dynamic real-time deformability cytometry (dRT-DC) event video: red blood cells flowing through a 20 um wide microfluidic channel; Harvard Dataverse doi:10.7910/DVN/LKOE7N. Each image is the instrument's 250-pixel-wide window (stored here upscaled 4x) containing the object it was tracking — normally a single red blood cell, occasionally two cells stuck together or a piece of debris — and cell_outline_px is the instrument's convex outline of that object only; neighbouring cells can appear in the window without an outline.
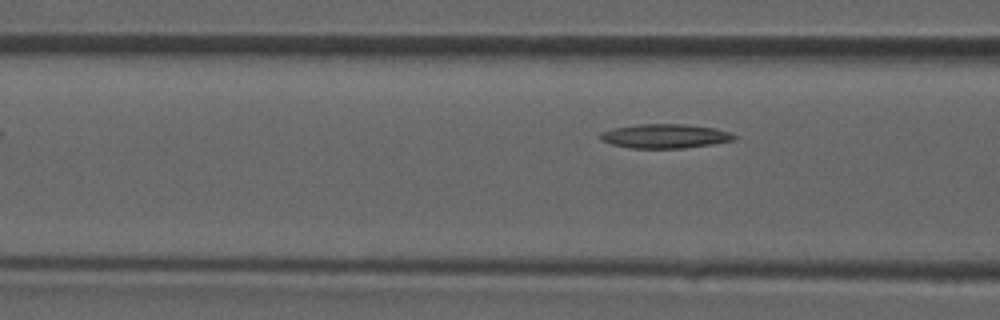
{"species": "common noctule bat (a hibernating species)", "species_latin": "Nyctalus noctula", "temperature_condition": "room temperature", "stored_images_in_passage": 5, "camera_frame_rate_fps": 3000, "um_per_image_px": 0.085, "animal": {"sex": "male", "forearm_length_mm": 52.5}, "frame": {"image": 1, "passage_image": 5, "time_ms": 1.333, "image_size_px": [1000, 320], "cell_outline_px": [[736, 140], [712, 144], [684, 148], [628, 148], [612, 144], [600, 140], [600, 132], [616, 128], [640, 124], [684, 124], [712, 128], [728, 132], [736, 136]], "centroid_in_image_um": [56.51, 11.58], "position_along_channel_um": 110.1, "area_um2": 18.67}}